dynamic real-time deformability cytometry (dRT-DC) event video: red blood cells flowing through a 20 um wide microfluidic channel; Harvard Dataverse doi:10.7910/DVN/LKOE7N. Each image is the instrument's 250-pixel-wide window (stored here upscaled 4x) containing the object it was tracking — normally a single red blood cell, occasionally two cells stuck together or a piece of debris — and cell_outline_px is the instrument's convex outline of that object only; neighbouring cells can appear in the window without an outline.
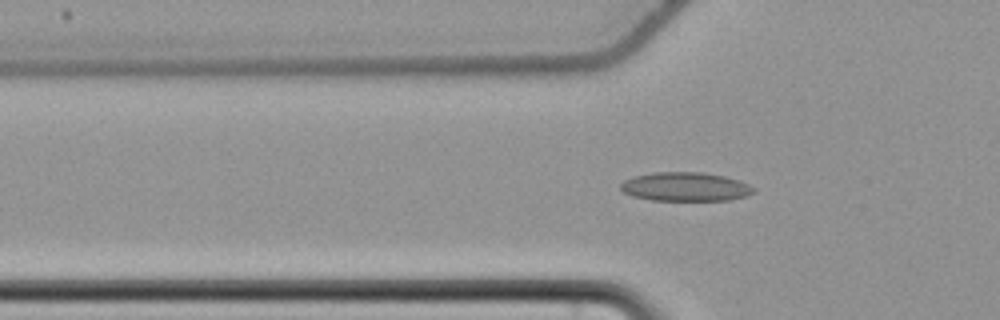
{"species": "common noctule bat (a hibernating species)", "species_latin": "Nyctalus noctula", "temperature_condition": "cold", "stored_images_in_passage": 34, "camera_frame_rate_fps": 3000, "um_per_image_px": 0.085, "animal": {"sex": "female", "body_mass_g": 22.7, "forearm_length_mm": 54.2}, "frame": {"image": 1, "passage_image": 3, "time_ms": 0.667, "image_size_px": [1000, 320], "cell_outline_px": [[756, 192], [744, 196], [728, 200], [652, 200], [632, 196], [624, 192], [620, 188], [620, 184], [624, 180], [632, 176], [652, 172], [704, 172], [724, 176], [748, 184], [756, 188]], "centroid_in_image_um": [58.23, 15.86], "position_along_channel_um": 67.6, "area_um2": 22.43}}
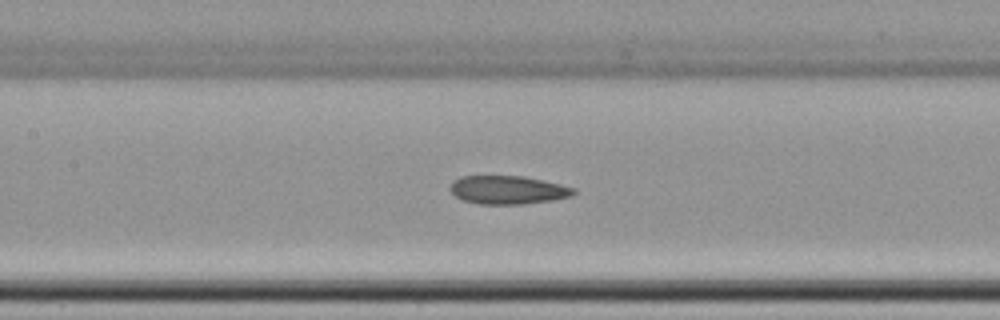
{"frame": {"image": 2, "passage_image": 11, "time_ms": 3.333, "image_size_px": [1000, 320], "cell_outline_px": [[576, 192], [572, 196], [552, 200], [524, 204], [480, 204], [464, 200], [456, 196], [448, 188], [452, 180], [460, 176], [524, 176], [544, 180], [576, 188]], "centroid_in_image_um": [43.17, 16.13], "position_along_channel_um": 164.2, "area_um2": 20.58}}
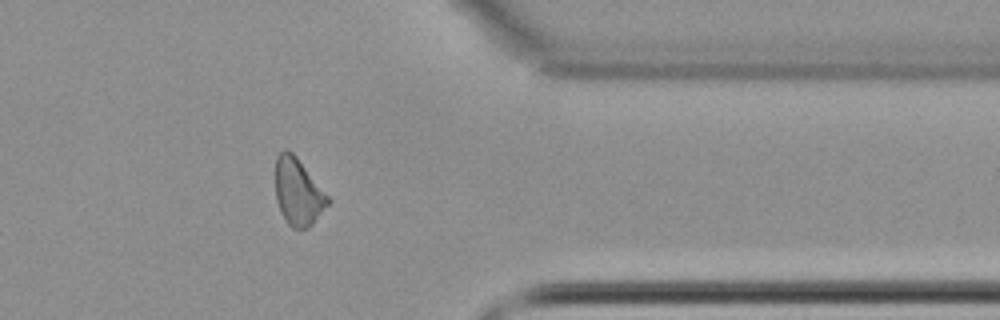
{"frame": {"image": 3, "passage_image": 30, "time_ms": 9.667, "image_size_px": [1000, 320], "cell_outline_px": [[332, 200], [312, 224], [308, 228], [292, 228], [288, 224], [280, 212], [276, 200], [276, 156], [284, 148], [292, 152], [296, 156]], "centroid_in_image_um": [25.33, 16.32], "position_along_channel_um": 386.1, "area_um2": 20.4}, "authors_computed_cell_mechanics": {"area_um2": 20.7502, "velocity_mm_per_s": 3.6961, "shape_relaxation_time_tau1_ms": null, "shape_relaxation_time_tau2_ms": 7.4438, "deformation_change_tau1": null, "deformation_change_tau2": 0.1461}}